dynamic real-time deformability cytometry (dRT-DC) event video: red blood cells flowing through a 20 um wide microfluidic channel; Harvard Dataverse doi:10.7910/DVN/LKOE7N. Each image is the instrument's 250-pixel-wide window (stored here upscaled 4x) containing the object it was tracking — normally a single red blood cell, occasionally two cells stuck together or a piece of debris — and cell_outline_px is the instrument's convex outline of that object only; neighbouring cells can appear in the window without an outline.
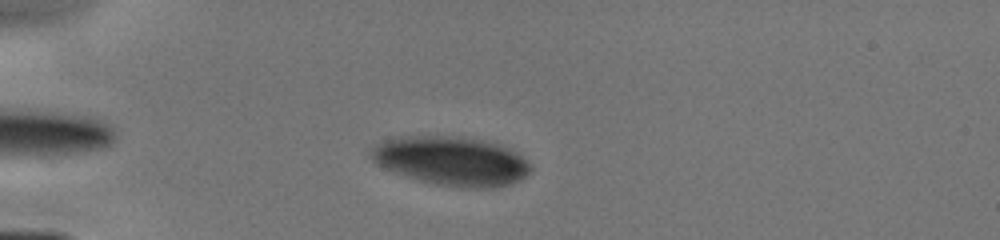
{"species": "human", "species_latin": "Homo sapiens", "temperature_condition": "cold", "stored_images_in_passage": 3, "camera_frame_rate_fps": 3000, "um_per_image_px": 0.085, "donor": {"sex": "male"}, "frame": {"image": 1, "passage_image": 2, "time_ms": 1.0, "image_size_px": [1000, 240], "cell_outline_px": [[532, 168], [520, 180], [508, 184], [492, 188], [468, 188], [436, 184], [404, 176], [384, 168], [376, 164], [368, 156], [372, 148], [376, 144], [384, 140], [404, 136], [452, 136], [480, 140], [496, 144], [520, 156]], "centroid_in_image_um": [38.28, 13.69], "position_along_channel_um": 46.7, "area_um2": 44.97}}